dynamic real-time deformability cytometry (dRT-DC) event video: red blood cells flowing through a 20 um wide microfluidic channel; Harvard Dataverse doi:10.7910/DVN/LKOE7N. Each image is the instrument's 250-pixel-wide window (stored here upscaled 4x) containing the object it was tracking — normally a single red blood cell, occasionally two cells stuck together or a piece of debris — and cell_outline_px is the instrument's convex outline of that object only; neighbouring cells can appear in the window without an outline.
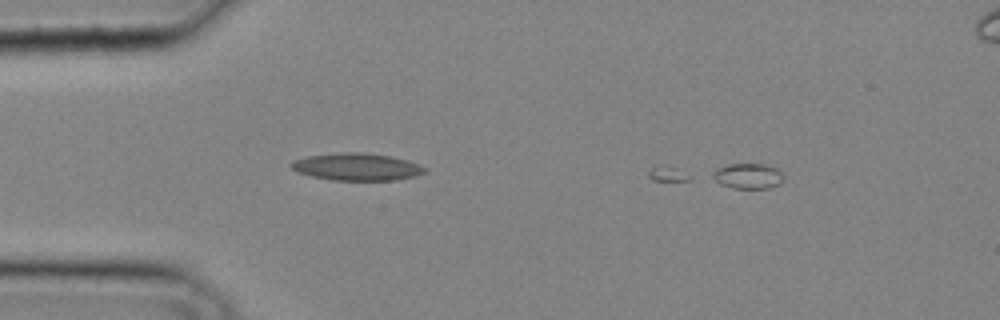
{"species": "common noctule bat (a hibernating species)", "species_latin": "Nyctalus noctula", "temperature_condition": "cold", "stored_images_in_passage": 4, "segment_of_instrument_passage": [2, 2], "camera_frame_rate_fps": 3000, "um_per_image_px": 0.085, "animal": {"sex": "male", "body_mass_g": 20.4}, "frame": {"image": 1, "passage_image": 4, "time_ms": 1.0, "image_size_px": [1000, 320], "cell_outline_px": [[780, 184], [768, 188], [732, 188], [720, 184], [708, 176], [716, 168], [728, 164], [760, 164], [776, 168], [780, 172]], "centroid_in_image_um": [63.46, 14.96], "position_along_channel_um": 21.5, "area_um2": 10.4}}